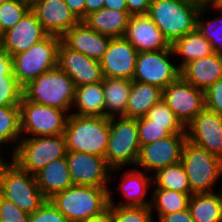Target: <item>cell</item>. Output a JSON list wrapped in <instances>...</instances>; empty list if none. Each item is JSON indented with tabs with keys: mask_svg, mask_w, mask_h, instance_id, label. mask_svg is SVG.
Instances as JSON below:
<instances>
[{
	"mask_svg": "<svg viewBox=\"0 0 222 222\" xmlns=\"http://www.w3.org/2000/svg\"><path fill=\"white\" fill-rule=\"evenodd\" d=\"M180 76L196 88L207 89L216 80L222 79V54L214 52L188 62L180 69Z\"/></svg>",
	"mask_w": 222,
	"mask_h": 222,
	"instance_id": "22",
	"label": "cell"
},
{
	"mask_svg": "<svg viewBox=\"0 0 222 222\" xmlns=\"http://www.w3.org/2000/svg\"><path fill=\"white\" fill-rule=\"evenodd\" d=\"M58 66L71 77L76 87L103 81L100 61L71 50L62 41L58 49Z\"/></svg>",
	"mask_w": 222,
	"mask_h": 222,
	"instance_id": "17",
	"label": "cell"
},
{
	"mask_svg": "<svg viewBox=\"0 0 222 222\" xmlns=\"http://www.w3.org/2000/svg\"><path fill=\"white\" fill-rule=\"evenodd\" d=\"M31 9L30 0H7L0 4V24L5 32L14 27Z\"/></svg>",
	"mask_w": 222,
	"mask_h": 222,
	"instance_id": "36",
	"label": "cell"
},
{
	"mask_svg": "<svg viewBox=\"0 0 222 222\" xmlns=\"http://www.w3.org/2000/svg\"><path fill=\"white\" fill-rule=\"evenodd\" d=\"M104 8L128 11L126 0H105Z\"/></svg>",
	"mask_w": 222,
	"mask_h": 222,
	"instance_id": "49",
	"label": "cell"
},
{
	"mask_svg": "<svg viewBox=\"0 0 222 222\" xmlns=\"http://www.w3.org/2000/svg\"><path fill=\"white\" fill-rule=\"evenodd\" d=\"M152 182L155 183V188L192 194L189 179L181 162L157 170L153 173Z\"/></svg>",
	"mask_w": 222,
	"mask_h": 222,
	"instance_id": "32",
	"label": "cell"
},
{
	"mask_svg": "<svg viewBox=\"0 0 222 222\" xmlns=\"http://www.w3.org/2000/svg\"><path fill=\"white\" fill-rule=\"evenodd\" d=\"M171 48L174 55L183 57V61L177 65L180 69L188 62L211 55L213 52L211 43L195 28L193 31L176 40Z\"/></svg>",
	"mask_w": 222,
	"mask_h": 222,
	"instance_id": "29",
	"label": "cell"
},
{
	"mask_svg": "<svg viewBox=\"0 0 222 222\" xmlns=\"http://www.w3.org/2000/svg\"><path fill=\"white\" fill-rule=\"evenodd\" d=\"M109 188L72 185L48 200L69 222H84L108 208Z\"/></svg>",
	"mask_w": 222,
	"mask_h": 222,
	"instance_id": "1",
	"label": "cell"
},
{
	"mask_svg": "<svg viewBox=\"0 0 222 222\" xmlns=\"http://www.w3.org/2000/svg\"><path fill=\"white\" fill-rule=\"evenodd\" d=\"M137 126L138 138L141 146L166 138L171 134L186 133V127L184 125L150 124V119L145 116L137 119Z\"/></svg>",
	"mask_w": 222,
	"mask_h": 222,
	"instance_id": "34",
	"label": "cell"
},
{
	"mask_svg": "<svg viewBox=\"0 0 222 222\" xmlns=\"http://www.w3.org/2000/svg\"><path fill=\"white\" fill-rule=\"evenodd\" d=\"M138 52L125 37L111 38L100 60L103 77L132 80Z\"/></svg>",
	"mask_w": 222,
	"mask_h": 222,
	"instance_id": "16",
	"label": "cell"
},
{
	"mask_svg": "<svg viewBox=\"0 0 222 222\" xmlns=\"http://www.w3.org/2000/svg\"><path fill=\"white\" fill-rule=\"evenodd\" d=\"M145 117L150 119V124L183 125L163 99L151 107Z\"/></svg>",
	"mask_w": 222,
	"mask_h": 222,
	"instance_id": "39",
	"label": "cell"
},
{
	"mask_svg": "<svg viewBox=\"0 0 222 222\" xmlns=\"http://www.w3.org/2000/svg\"><path fill=\"white\" fill-rule=\"evenodd\" d=\"M172 48L139 52L132 81L147 83L164 89L180 77V68L173 65Z\"/></svg>",
	"mask_w": 222,
	"mask_h": 222,
	"instance_id": "11",
	"label": "cell"
},
{
	"mask_svg": "<svg viewBox=\"0 0 222 222\" xmlns=\"http://www.w3.org/2000/svg\"><path fill=\"white\" fill-rule=\"evenodd\" d=\"M110 118L69 114L64 131L67 151L104 157L109 141Z\"/></svg>",
	"mask_w": 222,
	"mask_h": 222,
	"instance_id": "2",
	"label": "cell"
},
{
	"mask_svg": "<svg viewBox=\"0 0 222 222\" xmlns=\"http://www.w3.org/2000/svg\"><path fill=\"white\" fill-rule=\"evenodd\" d=\"M114 222H154L150 206H114L111 204Z\"/></svg>",
	"mask_w": 222,
	"mask_h": 222,
	"instance_id": "37",
	"label": "cell"
},
{
	"mask_svg": "<svg viewBox=\"0 0 222 222\" xmlns=\"http://www.w3.org/2000/svg\"><path fill=\"white\" fill-rule=\"evenodd\" d=\"M0 196L31 214L47 200L37 185L36 177L21 169L13 161L4 169Z\"/></svg>",
	"mask_w": 222,
	"mask_h": 222,
	"instance_id": "9",
	"label": "cell"
},
{
	"mask_svg": "<svg viewBox=\"0 0 222 222\" xmlns=\"http://www.w3.org/2000/svg\"><path fill=\"white\" fill-rule=\"evenodd\" d=\"M61 39L71 50L100 61L108 48L111 37L96 32L83 21H80L68 30Z\"/></svg>",
	"mask_w": 222,
	"mask_h": 222,
	"instance_id": "21",
	"label": "cell"
},
{
	"mask_svg": "<svg viewBox=\"0 0 222 222\" xmlns=\"http://www.w3.org/2000/svg\"><path fill=\"white\" fill-rule=\"evenodd\" d=\"M84 222H114L113 214L111 212V204H109L108 208L102 213L91 217L90 219Z\"/></svg>",
	"mask_w": 222,
	"mask_h": 222,
	"instance_id": "47",
	"label": "cell"
},
{
	"mask_svg": "<svg viewBox=\"0 0 222 222\" xmlns=\"http://www.w3.org/2000/svg\"><path fill=\"white\" fill-rule=\"evenodd\" d=\"M15 77L13 74L12 56L0 47V79Z\"/></svg>",
	"mask_w": 222,
	"mask_h": 222,
	"instance_id": "43",
	"label": "cell"
},
{
	"mask_svg": "<svg viewBox=\"0 0 222 222\" xmlns=\"http://www.w3.org/2000/svg\"><path fill=\"white\" fill-rule=\"evenodd\" d=\"M158 220L159 222H195L189 208L167 215H162Z\"/></svg>",
	"mask_w": 222,
	"mask_h": 222,
	"instance_id": "44",
	"label": "cell"
},
{
	"mask_svg": "<svg viewBox=\"0 0 222 222\" xmlns=\"http://www.w3.org/2000/svg\"><path fill=\"white\" fill-rule=\"evenodd\" d=\"M31 10L48 34L62 37L80 20L72 13L64 0H30Z\"/></svg>",
	"mask_w": 222,
	"mask_h": 222,
	"instance_id": "19",
	"label": "cell"
},
{
	"mask_svg": "<svg viewBox=\"0 0 222 222\" xmlns=\"http://www.w3.org/2000/svg\"><path fill=\"white\" fill-rule=\"evenodd\" d=\"M74 106L78 116L105 117L103 81L75 88Z\"/></svg>",
	"mask_w": 222,
	"mask_h": 222,
	"instance_id": "28",
	"label": "cell"
},
{
	"mask_svg": "<svg viewBox=\"0 0 222 222\" xmlns=\"http://www.w3.org/2000/svg\"><path fill=\"white\" fill-rule=\"evenodd\" d=\"M28 222H69V220L49 201L29 214Z\"/></svg>",
	"mask_w": 222,
	"mask_h": 222,
	"instance_id": "40",
	"label": "cell"
},
{
	"mask_svg": "<svg viewBox=\"0 0 222 222\" xmlns=\"http://www.w3.org/2000/svg\"><path fill=\"white\" fill-rule=\"evenodd\" d=\"M75 84L59 66L41 74L23 87V96L33 103L69 112L73 107Z\"/></svg>",
	"mask_w": 222,
	"mask_h": 222,
	"instance_id": "4",
	"label": "cell"
},
{
	"mask_svg": "<svg viewBox=\"0 0 222 222\" xmlns=\"http://www.w3.org/2000/svg\"><path fill=\"white\" fill-rule=\"evenodd\" d=\"M124 37L137 52L170 49L171 45L148 14L130 16Z\"/></svg>",
	"mask_w": 222,
	"mask_h": 222,
	"instance_id": "20",
	"label": "cell"
},
{
	"mask_svg": "<svg viewBox=\"0 0 222 222\" xmlns=\"http://www.w3.org/2000/svg\"><path fill=\"white\" fill-rule=\"evenodd\" d=\"M151 198V210H156L158 219L162 215H167L177 211L184 210L189 206V200L192 194L181 193L165 188L153 189Z\"/></svg>",
	"mask_w": 222,
	"mask_h": 222,
	"instance_id": "31",
	"label": "cell"
},
{
	"mask_svg": "<svg viewBox=\"0 0 222 222\" xmlns=\"http://www.w3.org/2000/svg\"><path fill=\"white\" fill-rule=\"evenodd\" d=\"M187 140L222 159V115L204 109L186 126Z\"/></svg>",
	"mask_w": 222,
	"mask_h": 222,
	"instance_id": "15",
	"label": "cell"
},
{
	"mask_svg": "<svg viewBox=\"0 0 222 222\" xmlns=\"http://www.w3.org/2000/svg\"><path fill=\"white\" fill-rule=\"evenodd\" d=\"M151 0H126L129 14L140 15L148 14Z\"/></svg>",
	"mask_w": 222,
	"mask_h": 222,
	"instance_id": "45",
	"label": "cell"
},
{
	"mask_svg": "<svg viewBox=\"0 0 222 222\" xmlns=\"http://www.w3.org/2000/svg\"><path fill=\"white\" fill-rule=\"evenodd\" d=\"M188 208L195 222H222V201L219 192L192 194Z\"/></svg>",
	"mask_w": 222,
	"mask_h": 222,
	"instance_id": "30",
	"label": "cell"
},
{
	"mask_svg": "<svg viewBox=\"0 0 222 222\" xmlns=\"http://www.w3.org/2000/svg\"><path fill=\"white\" fill-rule=\"evenodd\" d=\"M21 137L20 106H0V150L7 142L18 144Z\"/></svg>",
	"mask_w": 222,
	"mask_h": 222,
	"instance_id": "33",
	"label": "cell"
},
{
	"mask_svg": "<svg viewBox=\"0 0 222 222\" xmlns=\"http://www.w3.org/2000/svg\"><path fill=\"white\" fill-rule=\"evenodd\" d=\"M162 99L185 127L205 109L204 90L181 76L163 89Z\"/></svg>",
	"mask_w": 222,
	"mask_h": 222,
	"instance_id": "12",
	"label": "cell"
},
{
	"mask_svg": "<svg viewBox=\"0 0 222 222\" xmlns=\"http://www.w3.org/2000/svg\"><path fill=\"white\" fill-rule=\"evenodd\" d=\"M23 97V87L16 77L0 79V106L19 105Z\"/></svg>",
	"mask_w": 222,
	"mask_h": 222,
	"instance_id": "38",
	"label": "cell"
},
{
	"mask_svg": "<svg viewBox=\"0 0 222 222\" xmlns=\"http://www.w3.org/2000/svg\"><path fill=\"white\" fill-rule=\"evenodd\" d=\"M163 89L160 87L132 81V89L127 100L126 117L138 119L156 103L162 100Z\"/></svg>",
	"mask_w": 222,
	"mask_h": 222,
	"instance_id": "27",
	"label": "cell"
},
{
	"mask_svg": "<svg viewBox=\"0 0 222 222\" xmlns=\"http://www.w3.org/2000/svg\"><path fill=\"white\" fill-rule=\"evenodd\" d=\"M109 131L108 147L104 158L112 169L111 173L126 165L136 166L141 148L137 119L125 116L112 117Z\"/></svg>",
	"mask_w": 222,
	"mask_h": 222,
	"instance_id": "6",
	"label": "cell"
},
{
	"mask_svg": "<svg viewBox=\"0 0 222 222\" xmlns=\"http://www.w3.org/2000/svg\"><path fill=\"white\" fill-rule=\"evenodd\" d=\"M35 177L39 190L47 200L73 185L66 157L51 161Z\"/></svg>",
	"mask_w": 222,
	"mask_h": 222,
	"instance_id": "24",
	"label": "cell"
},
{
	"mask_svg": "<svg viewBox=\"0 0 222 222\" xmlns=\"http://www.w3.org/2000/svg\"><path fill=\"white\" fill-rule=\"evenodd\" d=\"M3 35H4V31H3L1 24H0V40L2 39Z\"/></svg>",
	"mask_w": 222,
	"mask_h": 222,
	"instance_id": "53",
	"label": "cell"
},
{
	"mask_svg": "<svg viewBox=\"0 0 222 222\" xmlns=\"http://www.w3.org/2000/svg\"><path fill=\"white\" fill-rule=\"evenodd\" d=\"M181 163L192 194L212 193L216 181L222 177V159L188 140L183 146Z\"/></svg>",
	"mask_w": 222,
	"mask_h": 222,
	"instance_id": "8",
	"label": "cell"
},
{
	"mask_svg": "<svg viewBox=\"0 0 222 222\" xmlns=\"http://www.w3.org/2000/svg\"><path fill=\"white\" fill-rule=\"evenodd\" d=\"M199 10L190 0H151L148 15L172 45L196 28Z\"/></svg>",
	"mask_w": 222,
	"mask_h": 222,
	"instance_id": "3",
	"label": "cell"
},
{
	"mask_svg": "<svg viewBox=\"0 0 222 222\" xmlns=\"http://www.w3.org/2000/svg\"><path fill=\"white\" fill-rule=\"evenodd\" d=\"M219 195H220V198H221V201H222V189H221Z\"/></svg>",
	"mask_w": 222,
	"mask_h": 222,
	"instance_id": "54",
	"label": "cell"
},
{
	"mask_svg": "<svg viewBox=\"0 0 222 222\" xmlns=\"http://www.w3.org/2000/svg\"><path fill=\"white\" fill-rule=\"evenodd\" d=\"M29 214L22 211L13 202L0 196V221L1 222H28Z\"/></svg>",
	"mask_w": 222,
	"mask_h": 222,
	"instance_id": "41",
	"label": "cell"
},
{
	"mask_svg": "<svg viewBox=\"0 0 222 222\" xmlns=\"http://www.w3.org/2000/svg\"><path fill=\"white\" fill-rule=\"evenodd\" d=\"M123 175L119 189H121L122 194L128 200L126 199L125 202L121 201L120 205H117L112 199L113 192L109 189V204H114V206H150L151 200H147L145 196L148 192L147 190L153 184L152 176H148L147 173L135 167L131 170L127 169Z\"/></svg>",
	"mask_w": 222,
	"mask_h": 222,
	"instance_id": "23",
	"label": "cell"
},
{
	"mask_svg": "<svg viewBox=\"0 0 222 222\" xmlns=\"http://www.w3.org/2000/svg\"><path fill=\"white\" fill-rule=\"evenodd\" d=\"M19 106L22 137L64 134L70 112L68 113L66 110L33 103L28 101L24 96ZM26 133H28L29 136H24Z\"/></svg>",
	"mask_w": 222,
	"mask_h": 222,
	"instance_id": "10",
	"label": "cell"
},
{
	"mask_svg": "<svg viewBox=\"0 0 222 222\" xmlns=\"http://www.w3.org/2000/svg\"><path fill=\"white\" fill-rule=\"evenodd\" d=\"M191 1L199 5L200 7H203V6H212L216 0H191Z\"/></svg>",
	"mask_w": 222,
	"mask_h": 222,
	"instance_id": "51",
	"label": "cell"
},
{
	"mask_svg": "<svg viewBox=\"0 0 222 222\" xmlns=\"http://www.w3.org/2000/svg\"><path fill=\"white\" fill-rule=\"evenodd\" d=\"M105 0H85V17L104 7Z\"/></svg>",
	"mask_w": 222,
	"mask_h": 222,
	"instance_id": "48",
	"label": "cell"
},
{
	"mask_svg": "<svg viewBox=\"0 0 222 222\" xmlns=\"http://www.w3.org/2000/svg\"><path fill=\"white\" fill-rule=\"evenodd\" d=\"M212 7L216 9H222V0H216Z\"/></svg>",
	"mask_w": 222,
	"mask_h": 222,
	"instance_id": "52",
	"label": "cell"
},
{
	"mask_svg": "<svg viewBox=\"0 0 222 222\" xmlns=\"http://www.w3.org/2000/svg\"><path fill=\"white\" fill-rule=\"evenodd\" d=\"M132 89V80L103 77L105 117H126L127 100Z\"/></svg>",
	"mask_w": 222,
	"mask_h": 222,
	"instance_id": "26",
	"label": "cell"
},
{
	"mask_svg": "<svg viewBox=\"0 0 222 222\" xmlns=\"http://www.w3.org/2000/svg\"><path fill=\"white\" fill-rule=\"evenodd\" d=\"M47 35L37 16L30 9L14 27L4 32L0 47L13 56L28 50Z\"/></svg>",
	"mask_w": 222,
	"mask_h": 222,
	"instance_id": "18",
	"label": "cell"
},
{
	"mask_svg": "<svg viewBox=\"0 0 222 222\" xmlns=\"http://www.w3.org/2000/svg\"><path fill=\"white\" fill-rule=\"evenodd\" d=\"M128 11L102 8L82 21L96 32L111 38L124 37L130 19Z\"/></svg>",
	"mask_w": 222,
	"mask_h": 222,
	"instance_id": "25",
	"label": "cell"
},
{
	"mask_svg": "<svg viewBox=\"0 0 222 222\" xmlns=\"http://www.w3.org/2000/svg\"><path fill=\"white\" fill-rule=\"evenodd\" d=\"M205 108L222 115V79L204 90Z\"/></svg>",
	"mask_w": 222,
	"mask_h": 222,
	"instance_id": "42",
	"label": "cell"
},
{
	"mask_svg": "<svg viewBox=\"0 0 222 222\" xmlns=\"http://www.w3.org/2000/svg\"><path fill=\"white\" fill-rule=\"evenodd\" d=\"M60 36L48 34L28 50L12 56L13 74L24 87L41 74L58 66Z\"/></svg>",
	"mask_w": 222,
	"mask_h": 222,
	"instance_id": "7",
	"label": "cell"
},
{
	"mask_svg": "<svg viewBox=\"0 0 222 222\" xmlns=\"http://www.w3.org/2000/svg\"><path fill=\"white\" fill-rule=\"evenodd\" d=\"M70 11L82 21L85 18V0H64Z\"/></svg>",
	"mask_w": 222,
	"mask_h": 222,
	"instance_id": "46",
	"label": "cell"
},
{
	"mask_svg": "<svg viewBox=\"0 0 222 222\" xmlns=\"http://www.w3.org/2000/svg\"><path fill=\"white\" fill-rule=\"evenodd\" d=\"M12 149V160L21 169L35 175L51 161L66 157L64 134L21 137Z\"/></svg>",
	"mask_w": 222,
	"mask_h": 222,
	"instance_id": "5",
	"label": "cell"
},
{
	"mask_svg": "<svg viewBox=\"0 0 222 222\" xmlns=\"http://www.w3.org/2000/svg\"><path fill=\"white\" fill-rule=\"evenodd\" d=\"M187 141L186 133H175L153 143L142 145L137 161L146 171L154 173L164 167L181 162L184 143Z\"/></svg>",
	"mask_w": 222,
	"mask_h": 222,
	"instance_id": "14",
	"label": "cell"
},
{
	"mask_svg": "<svg viewBox=\"0 0 222 222\" xmlns=\"http://www.w3.org/2000/svg\"><path fill=\"white\" fill-rule=\"evenodd\" d=\"M66 158L73 185L109 187L112 169L104 157L67 151Z\"/></svg>",
	"mask_w": 222,
	"mask_h": 222,
	"instance_id": "13",
	"label": "cell"
},
{
	"mask_svg": "<svg viewBox=\"0 0 222 222\" xmlns=\"http://www.w3.org/2000/svg\"><path fill=\"white\" fill-rule=\"evenodd\" d=\"M212 8L219 10L220 14L222 13V9H216L212 6L200 7L196 19V28L211 43L213 52L222 54V15L208 21L202 17L207 9Z\"/></svg>",
	"mask_w": 222,
	"mask_h": 222,
	"instance_id": "35",
	"label": "cell"
},
{
	"mask_svg": "<svg viewBox=\"0 0 222 222\" xmlns=\"http://www.w3.org/2000/svg\"><path fill=\"white\" fill-rule=\"evenodd\" d=\"M2 151V150H0ZM1 152H0V189H1V183H2V175L4 172V169L9 165L8 162H5L3 156H1Z\"/></svg>",
	"mask_w": 222,
	"mask_h": 222,
	"instance_id": "50",
	"label": "cell"
}]
</instances>
